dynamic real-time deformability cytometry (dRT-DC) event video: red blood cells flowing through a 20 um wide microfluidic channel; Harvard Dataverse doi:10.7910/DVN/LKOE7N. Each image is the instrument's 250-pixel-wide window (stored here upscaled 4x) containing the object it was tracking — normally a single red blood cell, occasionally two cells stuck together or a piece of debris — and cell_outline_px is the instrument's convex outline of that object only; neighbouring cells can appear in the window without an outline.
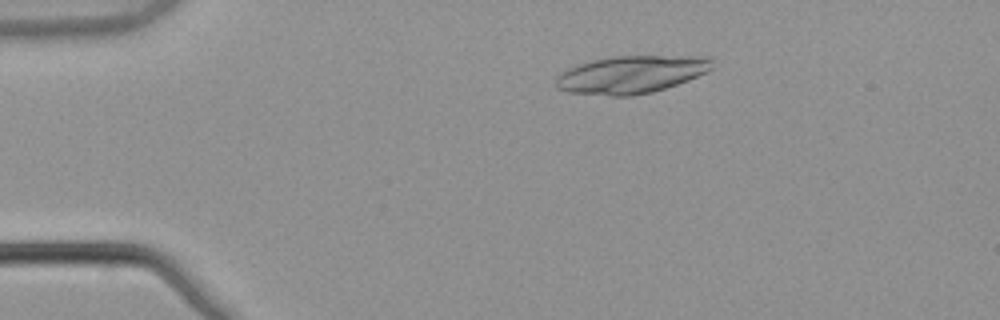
{"species": "common noctule bat (a hibernating species)", "species_latin": "Nyctalus noctula", "temperature_condition": "warm", "stored_images_in_passage": 4, "camera_frame_rate_fps": 3000, "um_per_image_px": 0.085, "animal": {"sex": "male", "body_mass_g": 21.5, "forearm_length_mm": 52.0}, "frame": {"image": 1, "passage_image": 3, "time_ms": 0.667, "image_size_px": [1000, 320], "cell_outline_px": [[712, 68], [688, 80], [652, 92], [632, 96], [612, 96], [568, 92], [556, 88], [556, 76], [560, 72], [568, 68], [592, 60], [612, 56], [712, 56]], "centroid_in_image_um": [53.62, 6.33], "position_along_channel_um": 31.4, "area_um2": 34.22}}